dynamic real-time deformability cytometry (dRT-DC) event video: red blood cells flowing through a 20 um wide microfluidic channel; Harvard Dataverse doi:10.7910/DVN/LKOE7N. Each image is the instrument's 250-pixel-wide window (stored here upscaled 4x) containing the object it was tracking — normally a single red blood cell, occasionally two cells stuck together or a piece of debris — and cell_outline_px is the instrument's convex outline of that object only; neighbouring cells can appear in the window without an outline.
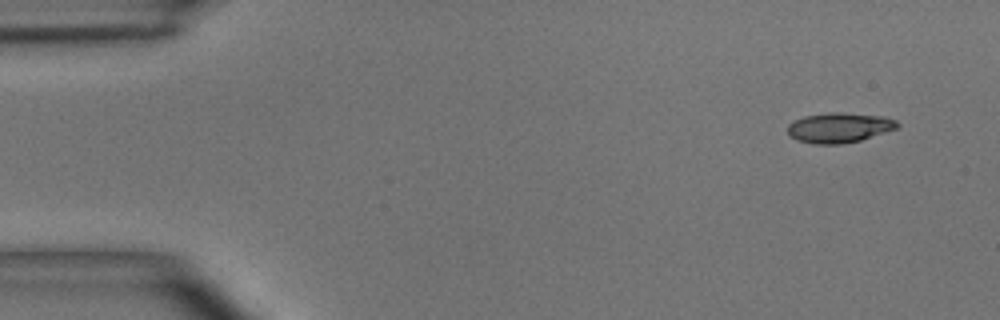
{"species": "common noctule bat (a hibernating species)", "species_latin": "Nyctalus noctula", "temperature_condition": "room temperature", "stored_images_in_passage": 4, "camera_frame_rate_fps": 3000, "um_per_image_px": 0.085, "animal": {"sex": "male", "body_mass_g": 15.6}, "frame": {"image": 1, "passage_image": 1, "time_ms": 0.0, "image_size_px": [1000, 320], "cell_outline_px": [[900, 128], [860, 140], [840, 144], [812, 144], [796, 140], [788, 136], [788, 124], [792, 120], [804, 116], [828, 112], [840, 112], [884, 116], [896, 120], [900, 124]], "centroid_in_image_um": [71.33, 10.85], "position_along_channel_um": 13.7, "area_um2": 19.54}}
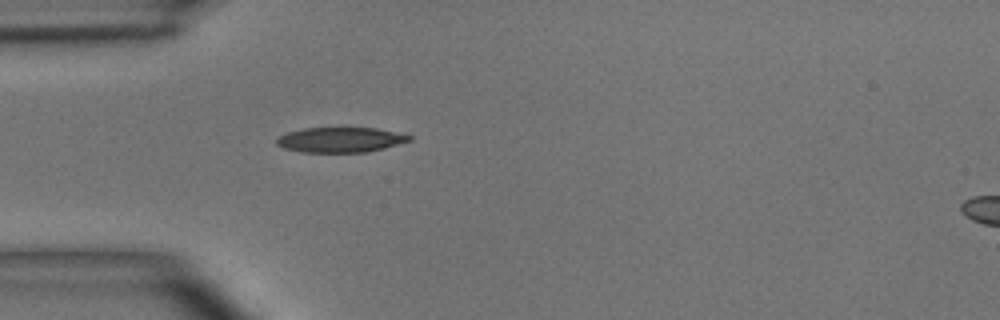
{"frame": {"image": 2, "passage_image": 4, "time_ms": 3.667, "image_size_px": [1000, 320], "cell_outline_px": [[412, 140], [384, 148], [368, 152], [300, 152], [284, 148], [276, 144], [276, 140], [280, 136], [288, 132], [304, 128], [376, 128], [412, 136]], "centroid_in_image_um": [28.93, 11.89], "position_along_channel_um": 56.1, "area_um2": 19.25}}